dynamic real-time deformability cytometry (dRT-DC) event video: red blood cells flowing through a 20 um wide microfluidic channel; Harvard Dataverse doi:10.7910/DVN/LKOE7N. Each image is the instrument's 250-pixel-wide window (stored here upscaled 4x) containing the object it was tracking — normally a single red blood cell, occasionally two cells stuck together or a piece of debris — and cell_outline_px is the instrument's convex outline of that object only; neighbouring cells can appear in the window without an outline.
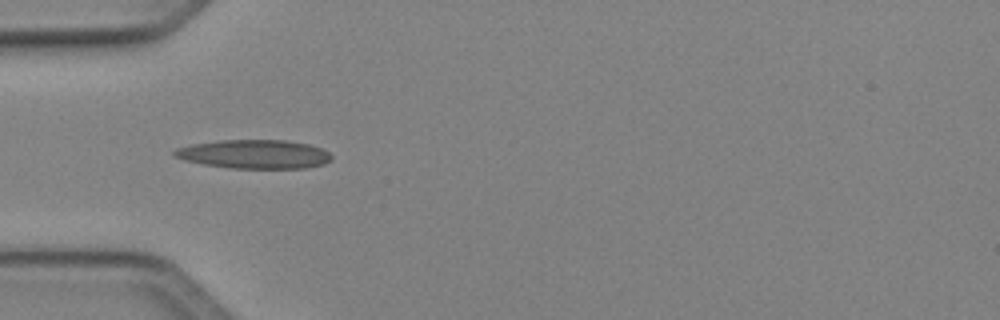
{"species": "Egyptian fruit bat (a non-hibernating species)", "species_latin": "Rousettus aegyptiacus", "temperature_condition": "cold", "stored_images_in_passage": 15, "camera_frame_rate_fps": 3000, "um_per_image_px": 0.085, "animal": {"sex": "female"}, "frame": {"image": 1, "passage_image": 3, "time_ms": 0.667, "image_size_px": [1000, 320], "cell_outline_px": [[332, 160], [324, 164], [304, 168], [232, 168], [204, 164], [184, 160], [172, 156], [172, 152], [176, 148], [192, 144], [220, 140], [284, 140], [308, 144], [320, 148], [328, 152], [332, 156]], "centroid_in_image_um": [21.59, 13.1], "position_along_channel_um": 63.4, "area_um2": 26.36}}